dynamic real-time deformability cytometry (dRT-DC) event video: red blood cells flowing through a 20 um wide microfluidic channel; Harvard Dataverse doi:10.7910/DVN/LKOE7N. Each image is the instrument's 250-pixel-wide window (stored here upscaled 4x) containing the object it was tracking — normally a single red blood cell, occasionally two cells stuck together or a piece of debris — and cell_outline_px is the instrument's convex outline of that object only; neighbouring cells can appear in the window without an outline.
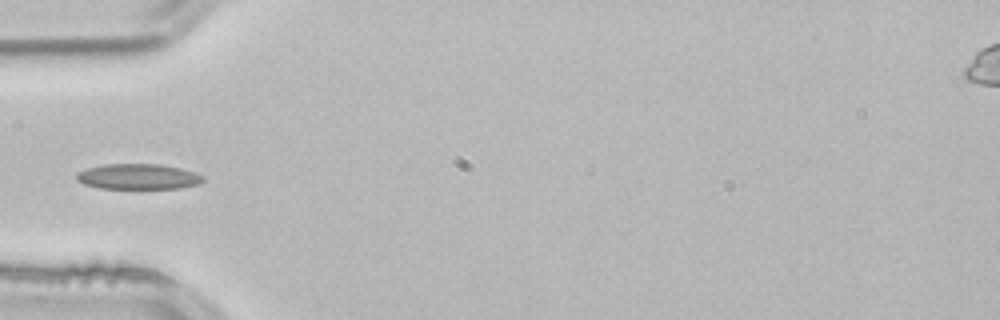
{"species": "common noctule bat (a hibernating species)", "species_latin": "Nyctalus noctula", "temperature_condition": "room temperature", "stored_images_in_passage": 4, "camera_frame_rate_fps": 3000, "um_per_image_px": 0.085, "animal": {"sex": "male", "body_mass_g": 21.5, "forearm_length_mm": 52.0}, "frame": {"image": 1, "passage_image": 4, "time_ms": 1.0, "image_size_px": [1000, 320], "cell_outline_px": [[204, 180], [200, 184], [180, 188], [100, 188], [84, 184], [76, 180], [76, 172], [88, 168], [104, 164], [160, 164], [180, 168], [196, 172], [204, 176]], "centroid_in_image_um": [11.76, 15.01], "position_along_channel_um": 73.2, "area_um2": 18.84}}